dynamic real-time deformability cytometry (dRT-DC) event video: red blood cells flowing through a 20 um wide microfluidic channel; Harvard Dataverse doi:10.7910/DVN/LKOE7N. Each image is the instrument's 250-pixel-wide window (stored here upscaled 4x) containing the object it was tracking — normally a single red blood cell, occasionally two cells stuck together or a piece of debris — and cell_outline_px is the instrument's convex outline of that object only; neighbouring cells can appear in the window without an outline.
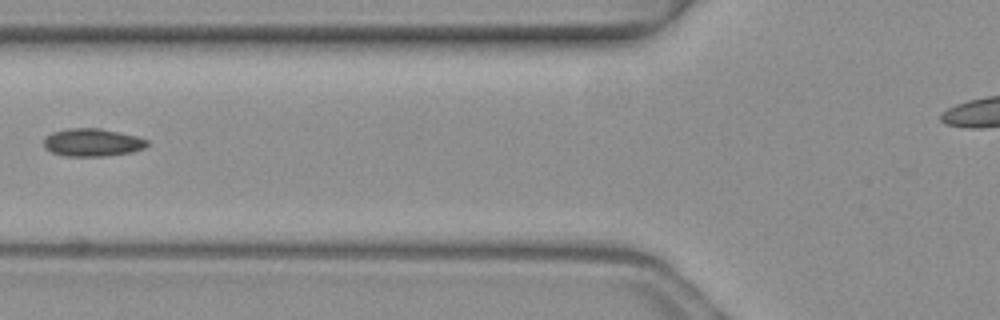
{"species": "common noctule bat (a hibernating species)", "species_latin": "Nyctalus noctula", "temperature_condition": "warm", "stored_images_in_passage": 2, "camera_frame_rate_fps": 3000, "um_per_image_px": 0.085, "animal": {"sex": "female", "body_mass_g": 19.3, "forearm_length_mm": 54.1}, "frame": {"image": 1, "passage_image": 2, "time_ms": 0.333, "image_size_px": [1000, 320], "cell_outline_px": [[148, 144], [144, 148], [132, 152], [108, 156], [64, 156], [52, 152], [44, 148], [44, 136], [52, 132], [68, 128], [100, 128], [136, 136], [148, 140]], "centroid_in_image_um": [7.83, 12.11], "position_along_channel_um": 118.0, "area_um2": 16.88}}